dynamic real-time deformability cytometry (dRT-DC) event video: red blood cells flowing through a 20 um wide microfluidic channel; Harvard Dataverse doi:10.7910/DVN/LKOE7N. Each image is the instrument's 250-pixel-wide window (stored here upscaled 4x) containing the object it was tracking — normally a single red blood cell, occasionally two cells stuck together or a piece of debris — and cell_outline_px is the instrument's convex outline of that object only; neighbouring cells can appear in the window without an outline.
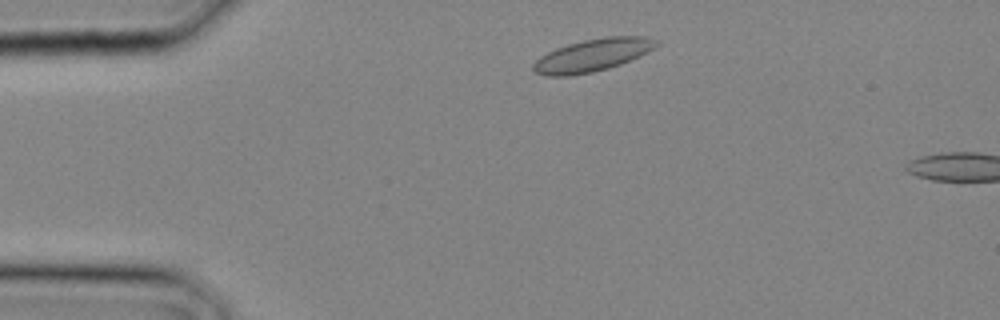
{"species": "common noctule bat (a hibernating species)", "species_latin": "Nyctalus noctula", "temperature_condition": "cold", "stored_images_in_passage": 2, "camera_frame_rate_fps": 3000, "um_per_image_px": 0.085, "animal": {"sex": "male", "body_mass_g": 20.4}, "frame": {"image": 1, "passage_image": 1, "time_ms": 0.0, "image_size_px": [1000, 320], "cell_outline_px": [[660, 44], [648, 52], [620, 64], [608, 68], [592, 72], [568, 76], [544, 76], [532, 72], [532, 64], [540, 56], [556, 48], [568, 44], [584, 40], [608, 36], [644, 36], [656, 40]], "centroid_in_image_um": [50.33, 4.7], "position_along_channel_um": 34.7, "area_um2": 23.35}}